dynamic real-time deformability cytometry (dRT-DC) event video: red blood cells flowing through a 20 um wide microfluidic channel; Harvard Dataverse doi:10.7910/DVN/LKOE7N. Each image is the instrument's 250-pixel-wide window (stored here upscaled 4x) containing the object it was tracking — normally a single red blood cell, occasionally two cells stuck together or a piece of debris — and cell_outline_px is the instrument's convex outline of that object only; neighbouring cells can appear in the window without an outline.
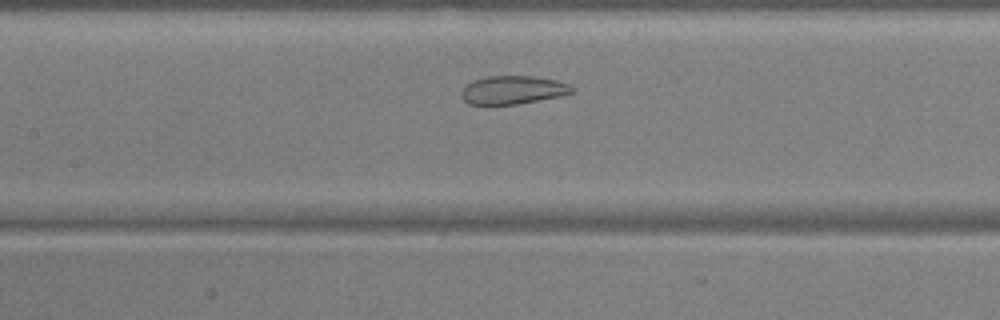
{"species": "common noctule bat (a hibernating species)", "species_latin": "Nyctalus noctula", "temperature_condition": "warm", "stored_images_in_passage": 39, "camera_frame_rate_fps": 3000, "um_per_image_px": 0.085, "animal": {"sex": "male", "body_mass_g": 17.9, "forearm_length_mm": 54.2}, "frame": {"image": 1, "passage_image": 11, "time_ms": 3.333, "image_size_px": [1000, 320], "cell_outline_px": [[572, 92], [560, 96], [516, 104], [488, 108], [468, 104], [464, 100], [460, 92], [472, 80], [488, 76], [532, 76], [556, 80], [568, 84], [572, 88]], "centroid_in_image_um": [43.49, 7.69], "position_along_channel_um": 163.9, "area_um2": 18.67}}
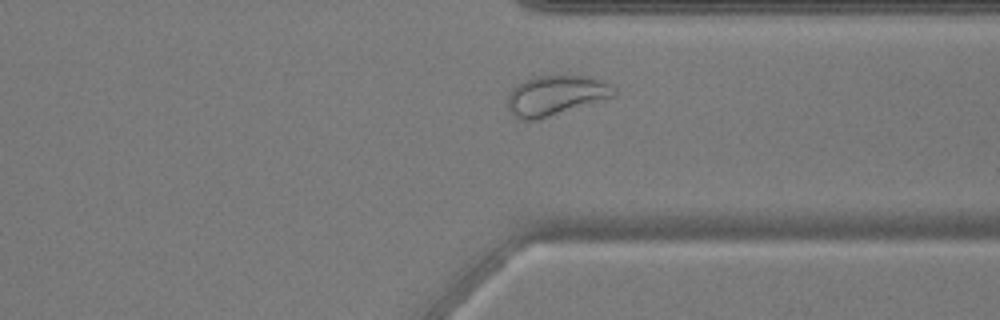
{"frame": {"image": 2, "passage_image": 27, "time_ms": 8.667, "image_size_px": [1000, 320], "cell_outline_px": [[616, 96], [536, 120], [520, 120], [512, 116], [508, 108], [508, 92], [516, 84], [524, 80], [536, 76], [588, 76], [604, 80], [616, 92]], "centroid_in_image_um": [47.19, 8.11], "position_along_channel_um": 364.2, "area_um2": 24.74}}
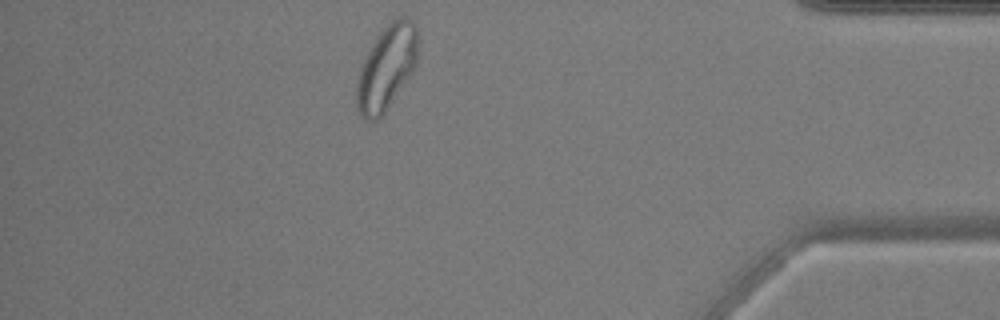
{"frame": {"image": 3, "passage_image": 33, "time_ms": 10.667, "image_size_px": [1000, 320], "cell_outline_px": [[416, 64], [384, 112], [376, 120], [364, 120], [360, 116], [356, 108], [356, 84], [360, 68], [372, 44], [380, 32], [392, 20], [400, 16], [404, 16], [416, 28]], "centroid_in_image_um": [32.8, 5.78], "position_along_channel_um": 402.4, "area_um2": 29.19}, "authors_computed_cell_mechanics": {"area_um2": 20.6346, "velocity_mm_per_s": 3.7667, "shape_relaxation_time_tau1_ms": null, "shape_relaxation_time_tau2_ms": 1.3232, "deformation_change_tau1": null, "deformation_change_tau2": 0.0583}}